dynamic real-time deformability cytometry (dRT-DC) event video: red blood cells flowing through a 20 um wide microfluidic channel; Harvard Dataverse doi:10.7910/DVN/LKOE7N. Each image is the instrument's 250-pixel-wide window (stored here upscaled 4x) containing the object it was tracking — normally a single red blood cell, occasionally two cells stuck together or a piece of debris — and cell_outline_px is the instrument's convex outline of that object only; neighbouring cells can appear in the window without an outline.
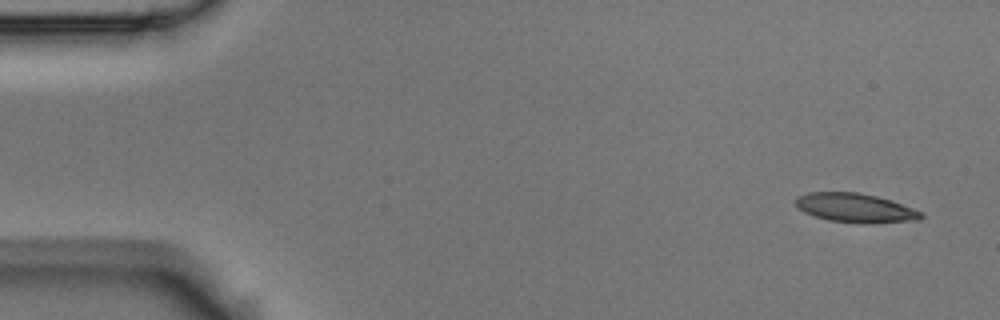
{"species": "Egyptian fruit bat (a non-hibernating species)", "species_latin": "Rousettus aegyptiacus", "temperature_condition": "room temperature", "stored_images_in_passage": 8, "camera_frame_rate_fps": 3000, "um_per_image_px": 0.085, "animal": {"sex": "male"}, "frame": {"image": 1, "passage_image": 1, "time_ms": 0.0, "image_size_px": [1000, 320], "cell_outline_px": [[924, 216], [920, 220], [872, 224], [860, 224], [828, 220], [804, 212], [796, 204], [796, 196], [808, 192], [856, 192], [876, 196], [892, 200], [924, 212]], "centroid_in_image_um": [72.77, 17.68], "position_along_channel_um": 12.2, "area_um2": 21.56}}
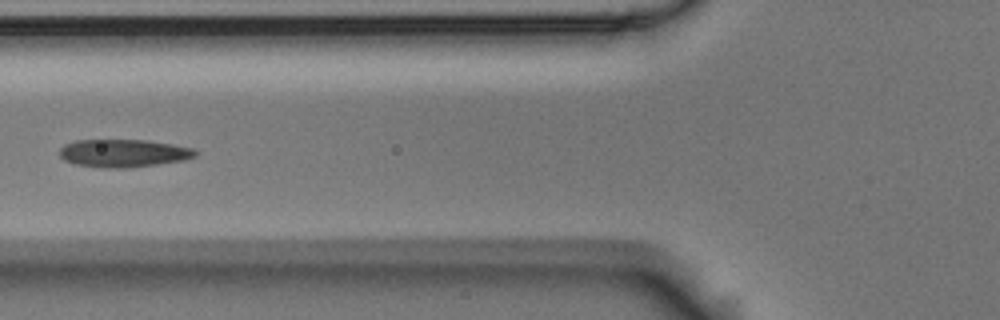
{"frame": {"image": 2, "passage_image": 6, "time_ms": 1.667, "image_size_px": [1000, 320], "cell_outline_px": [[196, 156], [184, 160], [128, 168], [104, 168], [76, 164], [64, 160], [60, 156], [60, 148], [64, 144], [76, 140], [148, 140], [172, 144], [192, 148], [196, 152]], "centroid_in_image_um": [10.47, 13.02], "position_along_channel_um": 115.3, "area_um2": 21.96}}
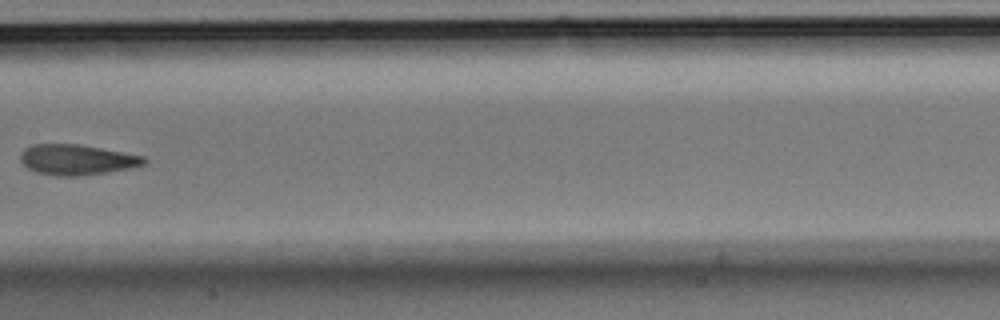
{"frame": {"image": 3, "passage_image": 8, "time_ms": 2.333, "image_size_px": [1000, 320], "cell_outline_px": [[148, 160], [144, 164], [132, 168], [108, 172], [80, 176], [56, 176], [36, 172], [28, 168], [20, 160], [20, 156], [24, 148], [32, 144], [76, 144], [100, 148], [144, 156]], "centroid_in_image_um": [6.53, 13.58], "position_along_channel_um": 200.9, "area_um2": 21.91}}